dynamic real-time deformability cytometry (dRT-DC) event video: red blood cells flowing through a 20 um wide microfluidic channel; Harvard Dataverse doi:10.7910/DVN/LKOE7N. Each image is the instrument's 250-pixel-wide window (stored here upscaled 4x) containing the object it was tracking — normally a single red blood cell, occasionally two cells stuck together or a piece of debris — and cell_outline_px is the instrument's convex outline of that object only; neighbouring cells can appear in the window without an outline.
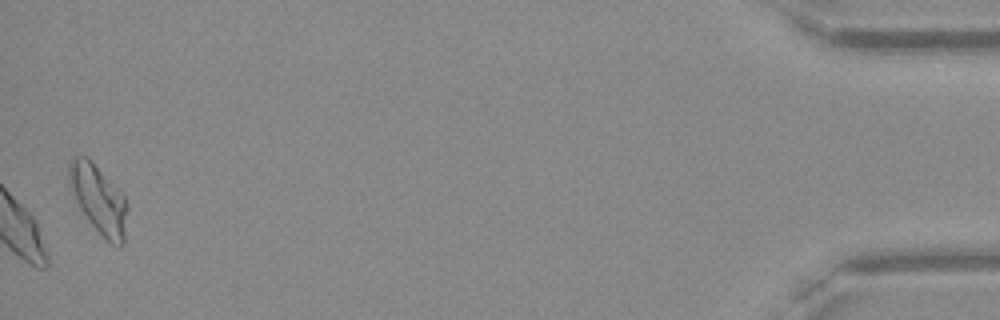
{"species": "Egyptian fruit bat (a non-hibernating species)", "species_latin": "Rousettus aegyptiacus", "temperature_condition": "warm", "stored_images_in_passage": 35, "camera_frame_rate_fps": 3000, "um_per_image_px": 0.085, "frame": {"image": 1, "passage_image": 35, "time_ms": 11.333, "image_size_px": [1000, 320], "cell_outline_px": [[128, 208], [124, 244], [120, 248], [104, 240], [88, 220], [80, 208], [68, 184], [68, 164], [72, 156], [88, 156], [92, 160], [124, 196], [128, 204]], "centroid_in_image_um": [8.39, 16.96], "position_along_channel_um": 426.8, "area_um2": 23.64}, "authors_computed_cell_mechanics": {"area_um2": 22.5998, "velocity_mm_per_s": 4.0656, "shape_relaxation_time_tau1_ms": 2.1636, "shape_relaxation_time_tau2_ms": null, "deformation_change_tau1": 0.0785, "deformation_change_tau2": null}}